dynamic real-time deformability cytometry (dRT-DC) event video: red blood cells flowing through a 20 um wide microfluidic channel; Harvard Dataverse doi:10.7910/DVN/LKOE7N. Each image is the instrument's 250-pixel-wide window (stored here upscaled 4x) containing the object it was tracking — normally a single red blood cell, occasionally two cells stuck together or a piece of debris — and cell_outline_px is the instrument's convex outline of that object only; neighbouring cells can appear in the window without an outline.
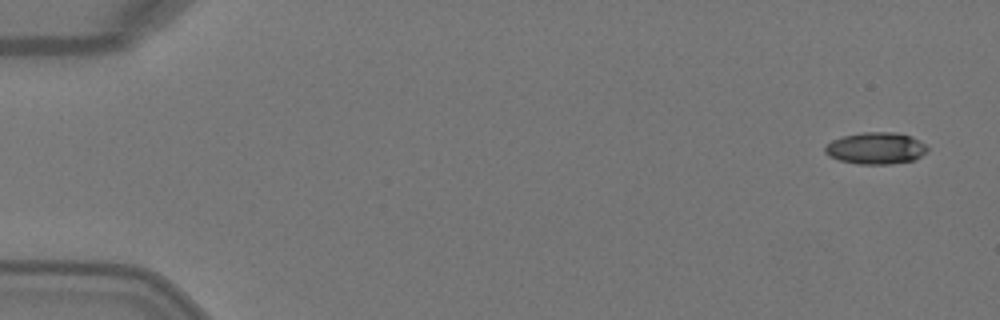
{"species": "Egyptian fruit bat (a non-hibernating species)", "species_latin": "Rousettus aegyptiacus", "temperature_condition": "warm", "stored_images_in_passage": 5, "camera_frame_rate_fps": 3000, "um_per_image_px": 0.085, "animal": {"sex": "female"}, "frame": {"image": 1, "passage_image": 1, "time_ms": 0.0, "image_size_px": [1000, 320], "cell_outline_px": [[928, 152], [912, 160], [892, 164], [856, 164], [840, 160], [828, 156], [824, 152], [824, 148], [832, 140], [844, 136], [864, 132], [896, 132], [912, 136], [924, 144], [928, 148]], "centroid_in_image_um": [74.45, 12.6], "position_along_channel_um": 10.6, "area_um2": 18.96}}
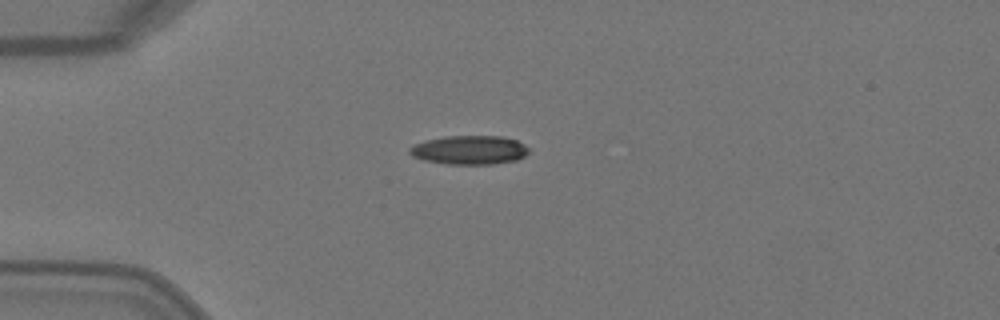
{"frame": {"image": 2, "passage_image": 4, "time_ms": 1.0, "image_size_px": [1000, 320], "cell_outline_px": [[528, 152], [524, 156], [516, 160], [492, 164], [448, 164], [424, 160], [412, 156], [408, 152], [408, 148], [424, 140], [444, 136], [504, 136], [516, 140], [524, 144], [528, 148]], "centroid_in_image_um": [39.88, 12.74], "position_along_channel_um": 45.1, "area_um2": 20.11}}